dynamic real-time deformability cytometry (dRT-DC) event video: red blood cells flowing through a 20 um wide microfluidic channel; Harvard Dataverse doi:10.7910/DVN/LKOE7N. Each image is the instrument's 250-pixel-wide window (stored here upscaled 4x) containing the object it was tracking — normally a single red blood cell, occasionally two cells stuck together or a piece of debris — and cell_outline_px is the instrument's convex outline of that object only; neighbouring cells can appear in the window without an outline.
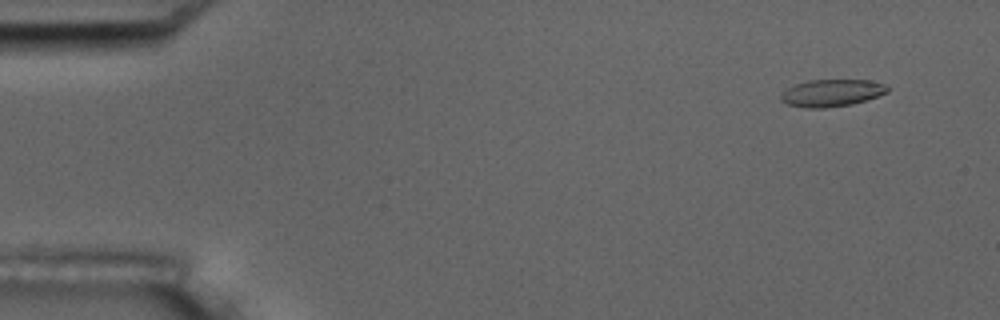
{"species": "common noctule bat (a hibernating species)", "species_latin": "Nyctalus noctula", "temperature_condition": "room temperature", "stored_images_in_passage": 5, "camera_frame_rate_fps": 3000, "um_per_image_px": 0.085, "animal": {"sex": "male", "body_mass_g": 17.5, "forearm_length_mm": 52.3}, "frame": {"image": 1, "passage_image": 1, "time_ms": 0.0, "image_size_px": [1000, 320], "cell_outline_px": [[888, 92], [852, 104], [824, 108], [804, 108], [788, 104], [780, 100], [780, 92], [796, 84], [808, 80], [868, 80], [884, 84], [888, 88]], "centroid_in_image_um": [70.64, 7.9], "position_along_channel_um": 14.4, "area_um2": 16.76}}
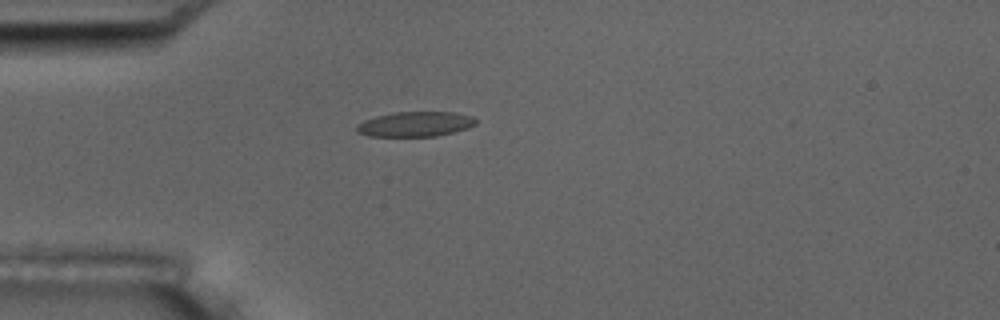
{"frame": {"image": 2, "passage_image": 4, "time_ms": 3.667, "image_size_px": [1000, 320], "cell_outline_px": [[476, 124], [468, 128], [436, 136], [368, 136], [356, 132], [356, 124], [364, 120], [376, 116], [392, 112], [456, 112], [472, 116], [476, 120]], "centroid_in_image_um": [35.27, 10.54], "position_along_channel_um": 49.7, "area_um2": 17.4}}